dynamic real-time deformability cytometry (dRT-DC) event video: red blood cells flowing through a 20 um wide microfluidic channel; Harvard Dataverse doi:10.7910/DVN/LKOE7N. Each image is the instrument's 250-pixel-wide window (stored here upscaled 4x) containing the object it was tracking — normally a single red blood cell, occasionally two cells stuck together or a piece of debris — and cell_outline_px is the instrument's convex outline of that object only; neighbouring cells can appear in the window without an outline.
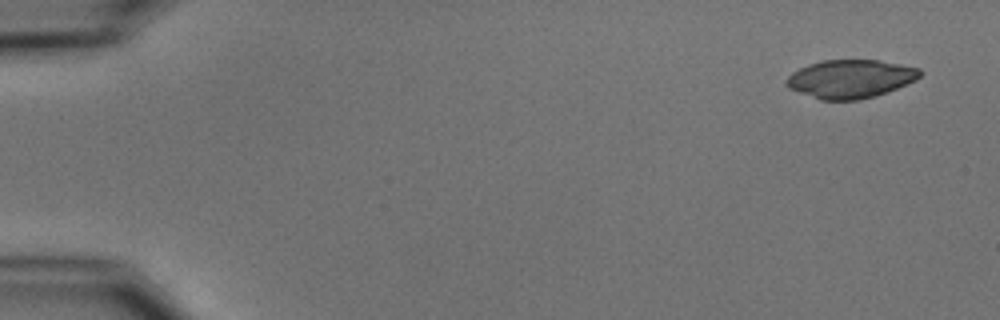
{"species": "common noctule bat (a hibernating species)", "species_latin": "Nyctalus noctula", "temperature_condition": "cold", "stored_images_in_passage": 52, "camera_frame_rate_fps": 3000, "um_per_image_px": 0.085, "animal": {"sex": "male", "body_mass_g": 15.6}, "frame": {"image": 1, "passage_image": 1, "time_ms": 0.0, "image_size_px": [1000, 320], "cell_outline_px": [[920, 76], [916, 80], [908, 84], [876, 96], [860, 100], [820, 100], [788, 88], [784, 84], [784, 80], [792, 72], [808, 64], [820, 60], [880, 60], [920, 68]], "centroid_in_image_um": [72.26, 6.71], "position_along_channel_um": 12.7, "area_um2": 30.11}}
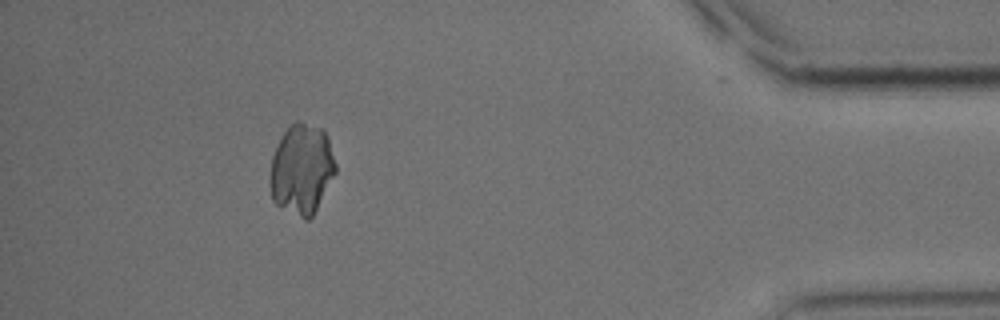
{"frame": {"image": 2, "passage_image": 47, "time_ms": 15.333, "image_size_px": [1000, 320], "cell_outline_px": [[336, 172], [312, 216], [308, 220], [304, 220], [276, 204], [272, 200], [272, 156], [284, 132], [296, 120], [324, 128], [328, 136], [336, 164]], "centroid_in_image_um": [25.69, 14.36], "position_along_channel_um": 409.5, "area_um2": 34.04}}